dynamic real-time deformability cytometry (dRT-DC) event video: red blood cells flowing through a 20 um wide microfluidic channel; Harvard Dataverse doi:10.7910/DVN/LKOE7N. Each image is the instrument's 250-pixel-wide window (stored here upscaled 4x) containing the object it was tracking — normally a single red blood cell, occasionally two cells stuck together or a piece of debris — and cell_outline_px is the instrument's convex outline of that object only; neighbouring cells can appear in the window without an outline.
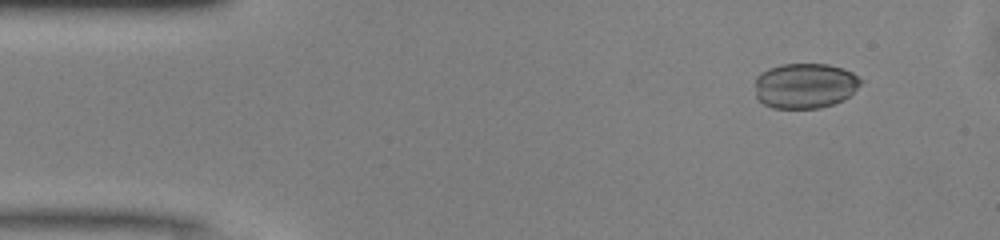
{"species": "common noctule bat (a hibernating species)", "species_latin": "Nyctalus noctula", "temperature_condition": "warm", "stored_images_in_passage": 39, "camera_frame_rate_fps": 3000, "um_per_image_px": 0.085, "animal": {"sex": "male", "body_mass_g": 13.0, "forearm_length_mm": 53.1}, "frame": {"image": 1, "passage_image": 5, "time_ms": 1.333, "image_size_px": [1000, 240], "cell_outline_px": [[864, 80], [844, 100], [820, 108], [772, 108], [764, 104], [756, 96], [756, 76], [760, 72], [768, 68], [780, 64], [828, 64], [844, 68], [852, 72]], "centroid_in_image_um": [68.42, 7.27], "position_along_channel_um": 16.6, "area_um2": 28.03}}
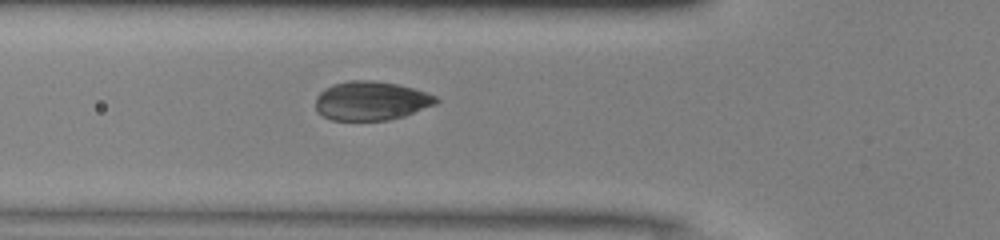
{"frame": {"image": 2, "passage_image": 17, "time_ms": 5.333, "image_size_px": [1000, 240], "cell_outline_px": [[440, 100], [436, 104], [404, 116], [388, 120], [332, 120], [316, 112], [316, 96], [324, 88], [332, 84], [348, 80], [372, 80], [396, 84], [412, 88], [436, 96]], "centroid_in_image_um": [31.51, 8.57], "position_along_channel_um": 94.3, "area_um2": 27.4}}
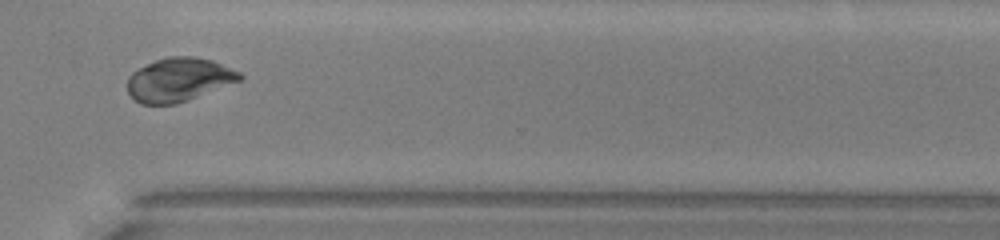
{"frame": {"image": 3, "passage_image": 36, "time_ms": 11.667, "image_size_px": [1000, 240], "cell_outline_px": [[244, 76], [240, 80], [188, 100], [176, 104], [140, 104], [128, 92], [128, 76], [132, 72], [156, 60], [168, 56], [196, 56], [212, 60], [240, 72]], "centroid_in_image_um": [15.2, 6.76], "position_along_channel_um": 355.4, "area_um2": 28.32}, "authors_computed_cell_mechanics": {"area_um2": 27.8596, "velocity_mm_per_s": 4.1186, "shape_relaxation_time_tau1_ms": 2.2448, "shape_relaxation_time_tau2_ms": null, "deformation_change_tau1": 0.0337, "deformation_change_tau2": null}}